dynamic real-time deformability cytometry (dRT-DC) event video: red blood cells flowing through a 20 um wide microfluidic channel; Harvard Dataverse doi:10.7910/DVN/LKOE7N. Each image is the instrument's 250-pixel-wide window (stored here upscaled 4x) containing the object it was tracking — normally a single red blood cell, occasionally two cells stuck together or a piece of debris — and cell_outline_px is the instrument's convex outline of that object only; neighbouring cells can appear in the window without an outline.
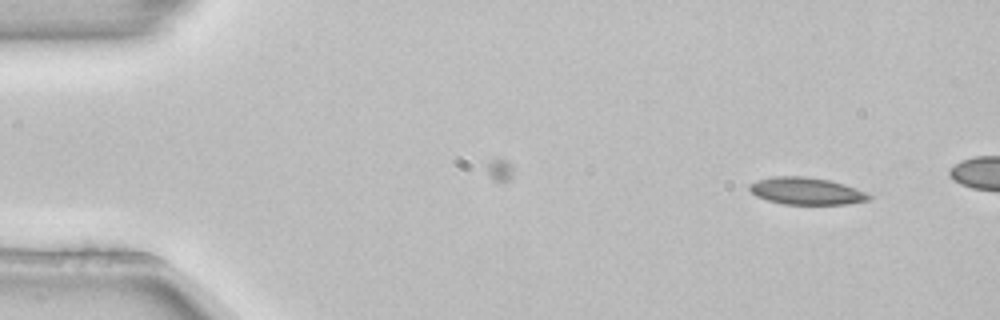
{"species": "common noctule bat (a hibernating species)", "species_latin": "Nyctalus noctula", "temperature_condition": "room temperature", "stored_images_in_passage": 4, "camera_frame_rate_fps": 3000, "um_per_image_px": 0.085, "animal": {"sex": "female", "body_mass_g": 22.7, "forearm_length_mm": 54.2}, "frame": {"image": 1, "passage_image": 1, "time_ms": 0.0, "image_size_px": [1000, 320], "cell_outline_px": [[872, 200], [844, 204], [784, 204], [768, 200], [756, 196], [748, 188], [748, 184], [756, 180], [772, 176], [804, 176], [828, 180], [864, 192], [872, 196]], "centroid_in_image_um": [68.47, 16.24], "position_along_channel_um": 16.5, "area_um2": 18.67}}